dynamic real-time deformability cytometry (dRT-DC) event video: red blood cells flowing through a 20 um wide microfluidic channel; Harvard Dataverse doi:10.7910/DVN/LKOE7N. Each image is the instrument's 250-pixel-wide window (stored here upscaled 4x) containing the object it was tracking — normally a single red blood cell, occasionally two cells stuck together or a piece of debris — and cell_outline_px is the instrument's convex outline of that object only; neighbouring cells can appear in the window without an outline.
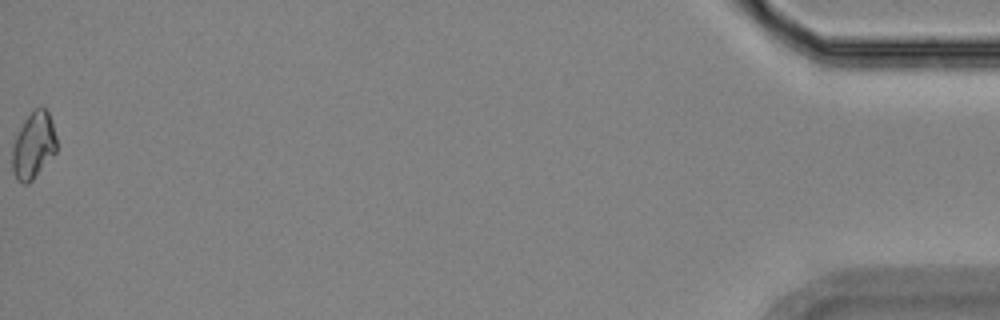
{"species": "Egyptian fruit bat (a non-hibernating species)", "species_latin": "Rousettus aegyptiacus", "temperature_condition": "room temperature", "stored_images_in_passage": 16, "camera_frame_rate_fps": 3000, "um_per_image_px": 0.085, "animal": {"sex": "female"}, "frame": {"image": 1, "passage_image": 16, "time_ms": 18.667, "image_size_px": [1000, 320], "cell_outline_px": [[56, 152], [32, 180], [24, 184], [16, 180], [12, 172], [12, 148], [16, 136], [24, 120], [40, 104], [48, 112], [52, 120], [56, 136]], "centroid_in_image_um": [2.84, 12.36], "position_along_channel_um": 432.4, "area_um2": 17.17}, "authors_computed_cell_mechanics": {"area_um2": 19.2763, "velocity_mm_per_s": 3.6129, "shape_relaxation_time_tau1_ms": null, "shape_relaxation_time_tau2_ms": 4.1328, "deformation_change_tau1": null, "deformation_change_tau2": 0.1217}}